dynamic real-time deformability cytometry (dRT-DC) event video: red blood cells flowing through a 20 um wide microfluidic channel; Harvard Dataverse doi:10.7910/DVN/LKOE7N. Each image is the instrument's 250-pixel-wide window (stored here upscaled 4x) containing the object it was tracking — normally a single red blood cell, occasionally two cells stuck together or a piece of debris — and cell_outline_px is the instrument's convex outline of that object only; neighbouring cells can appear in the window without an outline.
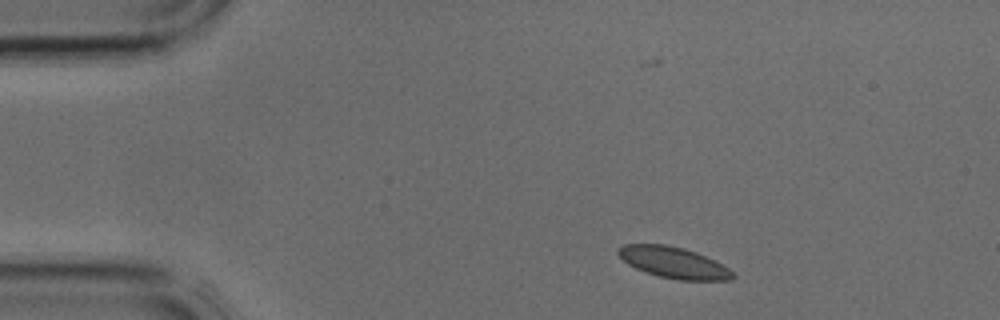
{"species": "common noctule bat (a hibernating species)", "species_latin": "Nyctalus noctula", "temperature_condition": "cold", "stored_images_in_passage": 2, "camera_frame_rate_fps": 3000, "um_per_image_px": 0.085, "animal": {"sex": "male", "body_mass_g": 17.9, "forearm_length_mm": 54.2}, "frame": {"image": 1, "passage_image": 1, "time_ms": 0.0, "image_size_px": [1000, 320], "cell_outline_px": [[736, 276], [732, 280], [680, 280], [660, 276], [636, 268], [628, 264], [616, 252], [616, 248], [624, 244], [664, 244], [684, 248], [696, 252], [728, 268]], "centroid_in_image_um": [57.23, 22.31], "position_along_channel_um": 27.8, "area_um2": 20.52}}